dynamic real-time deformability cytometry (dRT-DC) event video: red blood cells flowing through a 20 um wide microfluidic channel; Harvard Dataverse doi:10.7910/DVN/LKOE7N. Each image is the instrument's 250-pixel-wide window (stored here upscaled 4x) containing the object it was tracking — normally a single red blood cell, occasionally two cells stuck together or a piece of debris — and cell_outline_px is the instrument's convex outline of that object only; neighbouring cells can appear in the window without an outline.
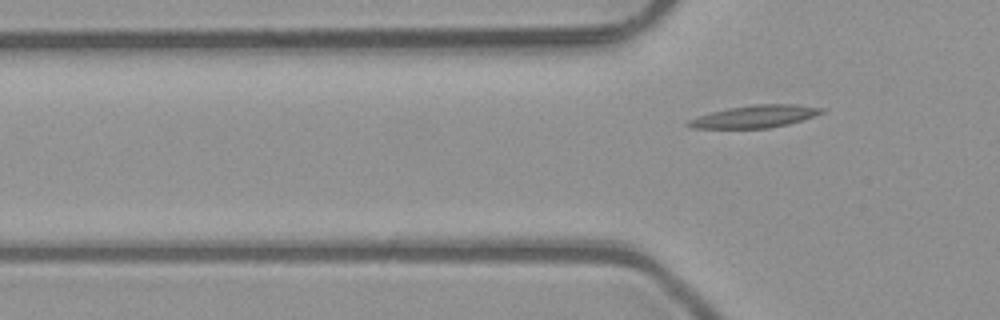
{"species": "common noctule bat (a hibernating species)", "species_latin": "Nyctalus noctula", "temperature_condition": "room temperature", "stored_images_in_passage": 5, "segment_of_instrument_passage": [2, 2], "camera_frame_rate_fps": 3000, "um_per_image_px": 0.085, "animal": {"sex": "male", "body_mass_g": 23.1, "forearm_length_mm": 52.7}, "frame": {"image": 1, "passage_image": 5, "time_ms": 1.333, "image_size_px": [1000, 320], "cell_outline_px": [[824, 112], [788, 124], [768, 128], [692, 128], [684, 124], [688, 120], [712, 112], [728, 108], [752, 104], [796, 104], [824, 108]], "centroid_in_image_um": [64.15, 9.89], "position_along_channel_um": 61.7, "area_um2": 17.22}}